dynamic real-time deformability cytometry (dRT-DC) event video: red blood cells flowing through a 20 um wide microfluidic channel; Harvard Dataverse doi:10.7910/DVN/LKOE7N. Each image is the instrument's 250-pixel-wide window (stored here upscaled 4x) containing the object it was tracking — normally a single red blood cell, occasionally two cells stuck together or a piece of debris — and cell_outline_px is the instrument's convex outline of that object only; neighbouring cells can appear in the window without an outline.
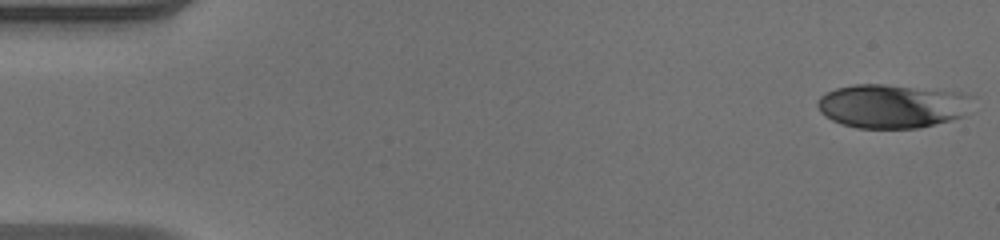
{"species": "human", "species_latin": "Homo sapiens", "temperature_condition": "warm", "stored_images_in_passage": 49, "camera_frame_rate_fps": 3000, "um_per_image_px": 0.085, "donor": {"sex": "male"}, "frame": {"image": 1, "passage_image": 1, "time_ms": 0.0, "image_size_px": [1000, 240], "cell_outline_px": [[976, 96], [964, 116], [952, 120], [920, 128], [856, 128], [840, 124], [824, 116], [820, 112], [816, 104], [820, 96], [824, 92], [836, 88], [856, 84], [884, 84], [960, 92]], "centroid_in_image_um": [75.84, 9.02], "position_along_channel_um": 9.2, "area_um2": 40.11}}
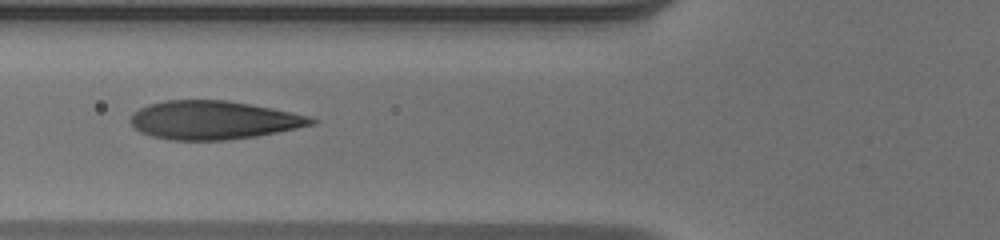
{"frame": {"image": 2, "passage_image": 19, "time_ms": 6.0, "image_size_px": [1000, 240], "cell_outline_px": [[320, 120], [316, 124], [256, 136], [228, 140], [168, 140], [152, 136], [140, 132], [128, 120], [132, 112], [148, 104], [164, 100], [228, 100], [272, 108], [292, 112], [308, 116]], "centroid_in_image_um": [18.12, 10.2], "position_along_channel_um": 107.7, "area_um2": 40.75}}
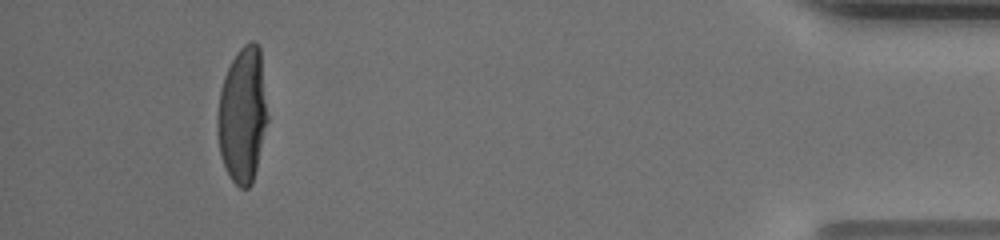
{"frame": {"image": 3, "passage_image": 46, "time_ms": 15.0, "image_size_px": [1000, 240], "cell_outline_px": [[268, 120], [252, 184], [248, 188], [240, 188], [232, 180], [224, 164], [220, 152], [216, 132], [216, 116], [220, 88], [224, 76], [236, 52], [244, 44], [252, 40], [256, 40], [260, 48], [268, 116]], "centroid_in_image_um": [20.61, 9.73], "position_along_channel_um": 414.6, "area_um2": 39.82}, "authors_computed_cell_mechanics": {"area_um2": 40.3444, "velocity_mm_per_s": 4.139, "shape_relaxation_time_tau1_ms": 5.8469, "shape_relaxation_time_tau2_ms": null, "deformation_change_tau1": 0.2917, "deformation_change_tau2": null}}